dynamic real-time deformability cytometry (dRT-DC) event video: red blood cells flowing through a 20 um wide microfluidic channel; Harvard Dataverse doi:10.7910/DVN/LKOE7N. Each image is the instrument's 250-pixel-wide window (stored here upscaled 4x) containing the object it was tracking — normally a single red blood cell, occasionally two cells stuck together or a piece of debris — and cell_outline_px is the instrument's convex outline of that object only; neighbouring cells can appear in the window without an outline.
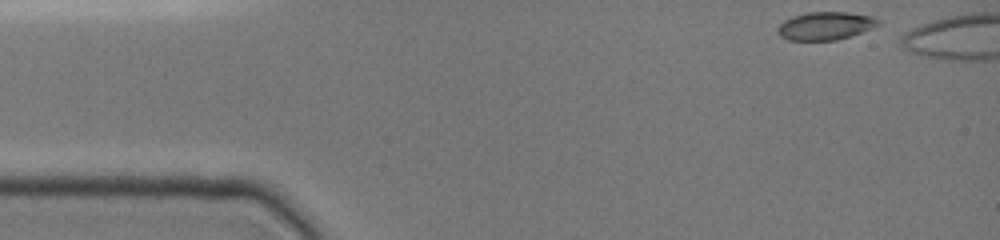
{"species": "common noctule bat (a hibernating species)", "species_latin": "Nyctalus noctula", "temperature_condition": "cold", "stored_images_in_passage": 33, "camera_frame_rate_fps": 3000, "um_per_image_px": 0.085, "animal": {"sex": "female", "body_mass_g": 19.0, "forearm_length_mm": 51.5}, "frame": {"image": 1, "passage_image": 1, "time_ms": 0.0, "image_size_px": [1000, 240], "cell_outline_px": [[880, 24], [872, 28], [836, 40], [788, 40], [780, 36], [776, 32], [776, 28], [784, 20], [792, 16], [808, 12], [848, 12], [872, 16], [880, 20]], "centroid_in_image_um": [70.12, 2.19], "position_along_channel_um": 14.9, "area_um2": 16.42}}
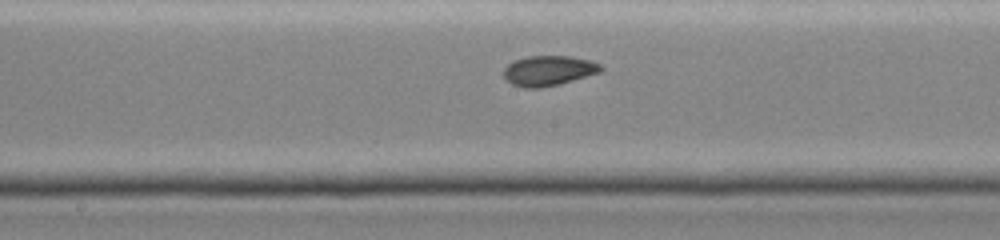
{"frame": {"image": 2, "passage_image": 19, "time_ms": 7.0, "image_size_px": [1000, 240], "cell_outline_px": [[604, 68], [600, 72], [560, 84], [540, 88], [524, 88], [512, 84], [504, 76], [504, 68], [508, 64], [516, 60], [528, 56], [572, 56], [588, 60], [600, 64]], "centroid_in_image_um": [46.64, 6.01], "position_along_channel_um": 201.6, "area_um2": 16.94}}
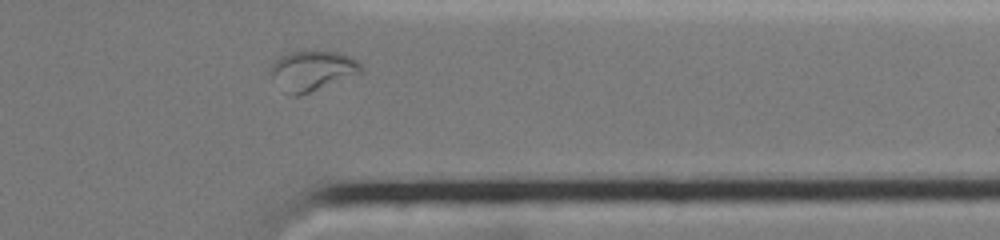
{"frame": {"image": 3, "passage_image": 30, "time_ms": 11.667, "image_size_px": [1000, 240], "cell_outline_px": [[364, 72], [360, 76], [300, 96], [292, 96], [272, 80], [268, 68], [280, 56], [288, 52], [304, 48], [316, 48], [336, 52], [348, 56], [356, 60], [364, 68]], "centroid_in_image_um": [26.59, 5.98], "position_along_channel_um": 384.8, "area_um2": 22.43}}